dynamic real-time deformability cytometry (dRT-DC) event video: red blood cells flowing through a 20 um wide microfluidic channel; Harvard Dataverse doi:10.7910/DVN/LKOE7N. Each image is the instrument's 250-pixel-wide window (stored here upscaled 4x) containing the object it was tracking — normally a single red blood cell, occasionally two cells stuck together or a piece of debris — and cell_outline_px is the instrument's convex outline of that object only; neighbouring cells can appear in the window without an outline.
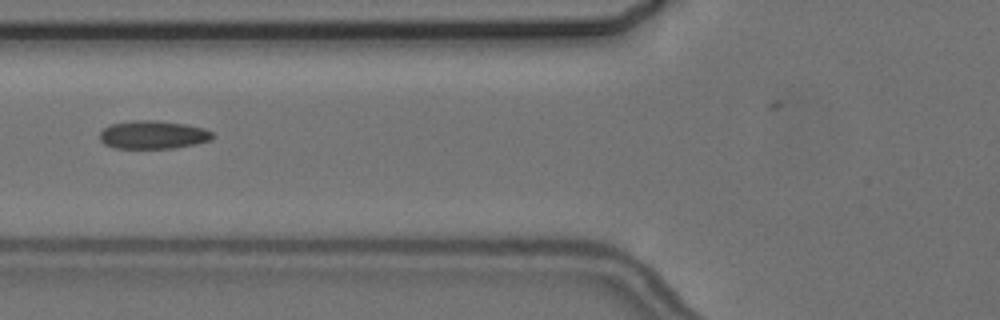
{"species": "common noctule bat (a hibernating species)", "species_latin": "Nyctalus noctula", "temperature_condition": "cold", "stored_images_in_passage": 7, "camera_frame_rate_fps": 3000, "um_per_image_px": 0.085, "animal": {"sex": "female", "body_mass_g": 24.6, "forearm_length_mm": 56.2}, "frame": {"image": 1, "passage_image": 2, "time_ms": 1.333, "image_size_px": [1000, 320], "cell_outline_px": [[216, 136], [212, 140], [176, 148], [116, 148], [104, 144], [100, 140], [100, 132], [108, 124], [136, 120], [156, 120], [188, 124], [204, 128], [212, 132]], "centroid_in_image_um": [13.03, 11.45], "position_along_channel_um": 112.8, "area_um2": 18.79}}
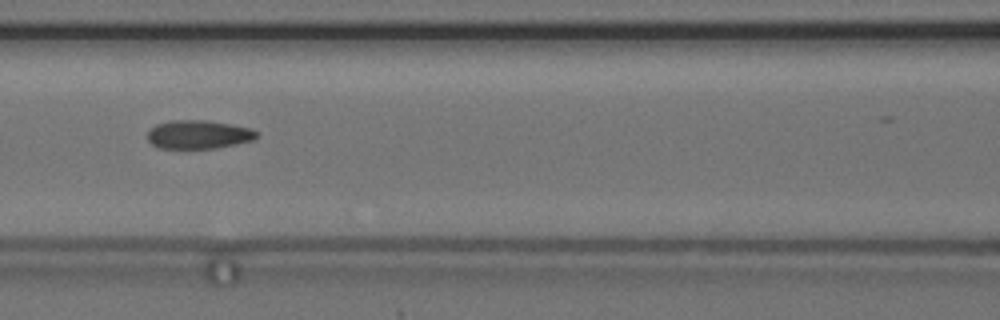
{"frame": {"image": 2, "passage_image": 3, "time_ms": 2.333, "image_size_px": [1000, 320], "cell_outline_px": [[260, 136], [252, 140], [236, 144], [216, 148], [160, 148], [152, 144], [148, 140], [148, 132], [156, 124], [172, 120], [204, 120], [252, 128]], "centroid_in_image_um": [16.88, 11.43], "position_along_channel_um": 149.7, "area_um2": 18.03}}